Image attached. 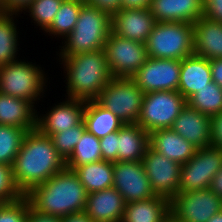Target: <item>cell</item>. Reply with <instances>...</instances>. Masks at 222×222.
Here are the masks:
<instances>
[{
    "label": "cell",
    "mask_w": 222,
    "mask_h": 222,
    "mask_svg": "<svg viewBox=\"0 0 222 222\" xmlns=\"http://www.w3.org/2000/svg\"><path fill=\"white\" fill-rule=\"evenodd\" d=\"M45 76L39 65L25 60L0 66V93L37 104L47 86Z\"/></svg>",
    "instance_id": "8992f818"
},
{
    "label": "cell",
    "mask_w": 222,
    "mask_h": 222,
    "mask_svg": "<svg viewBox=\"0 0 222 222\" xmlns=\"http://www.w3.org/2000/svg\"><path fill=\"white\" fill-rule=\"evenodd\" d=\"M212 81L222 88V58L209 60Z\"/></svg>",
    "instance_id": "7bdbcfd3"
},
{
    "label": "cell",
    "mask_w": 222,
    "mask_h": 222,
    "mask_svg": "<svg viewBox=\"0 0 222 222\" xmlns=\"http://www.w3.org/2000/svg\"><path fill=\"white\" fill-rule=\"evenodd\" d=\"M149 8L156 22L194 23L203 16V0H152Z\"/></svg>",
    "instance_id": "d6986e66"
},
{
    "label": "cell",
    "mask_w": 222,
    "mask_h": 222,
    "mask_svg": "<svg viewBox=\"0 0 222 222\" xmlns=\"http://www.w3.org/2000/svg\"><path fill=\"white\" fill-rule=\"evenodd\" d=\"M180 60L148 57L131 77L146 94L154 91H178Z\"/></svg>",
    "instance_id": "4fadbf2b"
},
{
    "label": "cell",
    "mask_w": 222,
    "mask_h": 222,
    "mask_svg": "<svg viewBox=\"0 0 222 222\" xmlns=\"http://www.w3.org/2000/svg\"><path fill=\"white\" fill-rule=\"evenodd\" d=\"M156 23L150 8L119 9L111 14L112 33L144 44Z\"/></svg>",
    "instance_id": "9a60e30c"
},
{
    "label": "cell",
    "mask_w": 222,
    "mask_h": 222,
    "mask_svg": "<svg viewBox=\"0 0 222 222\" xmlns=\"http://www.w3.org/2000/svg\"><path fill=\"white\" fill-rule=\"evenodd\" d=\"M28 100L0 93V125L35 130L37 110Z\"/></svg>",
    "instance_id": "603a6c76"
},
{
    "label": "cell",
    "mask_w": 222,
    "mask_h": 222,
    "mask_svg": "<svg viewBox=\"0 0 222 222\" xmlns=\"http://www.w3.org/2000/svg\"><path fill=\"white\" fill-rule=\"evenodd\" d=\"M203 16L222 23V0H203Z\"/></svg>",
    "instance_id": "74e56055"
},
{
    "label": "cell",
    "mask_w": 222,
    "mask_h": 222,
    "mask_svg": "<svg viewBox=\"0 0 222 222\" xmlns=\"http://www.w3.org/2000/svg\"><path fill=\"white\" fill-rule=\"evenodd\" d=\"M125 205L123 196L111 187L87 194L84 212L93 222H121Z\"/></svg>",
    "instance_id": "ac0fdd59"
},
{
    "label": "cell",
    "mask_w": 222,
    "mask_h": 222,
    "mask_svg": "<svg viewBox=\"0 0 222 222\" xmlns=\"http://www.w3.org/2000/svg\"><path fill=\"white\" fill-rule=\"evenodd\" d=\"M149 140L150 147L153 150L181 165L188 162L197 149L171 128L151 132Z\"/></svg>",
    "instance_id": "44dd1931"
},
{
    "label": "cell",
    "mask_w": 222,
    "mask_h": 222,
    "mask_svg": "<svg viewBox=\"0 0 222 222\" xmlns=\"http://www.w3.org/2000/svg\"><path fill=\"white\" fill-rule=\"evenodd\" d=\"M85 0H64L46 33L65 39L75 28Z\"/></svg>",
    "instance_id": "f546056e"
},
{
    "label": "cell",
    "mask_w": 222,
    "mask_h": 222,
    "mask_svg": "<svg viewBox=\"0 0 222 222\" xmlns=\"http://www.w3.org/2000/svg\"><path fill=\"white\" fill-rule=\"evenodd\" d=\"M21 196L13 180L12 166L0 163V203L11 202Z\"/></svg>",
    "instance_id": "d590c367"
},
{
    "label": "cell",
    "mask_w": 222,
    "mask_h": 222,
    "mask_svg": "<svg viewBox=\"0 0 222 222\" xmlns=\"http://www.w3.org/2000/svg\"><path fill=\"white\" fill-rule=\"evenodd\" d=\"M145 45L148 57L181 61L194 54L193 23L157 22Z\"/></svg>",
    "instance_id": "5b68a950"
},
{
    "label": "cell",
    "mask_w": 222,
    "mask_h": 222,
    "mask_svg": "<svg viewBox=\"0 0 222 222\" xmlns=\"http://www.w3.org/2000/svg\"><path fill=\"white\" fill-rule=\"evenodd\" d=\"M15 15V16H14ZM18 14H0V66L17 61L18 32L13 18Z\"/></svg>",
    "instance_id": "83f0119b"
},
{
    "label": "cell",
    "mask_w": 222,
    "mask_h": 222,
    "mask_svg": "<svg viewBox=\"0 0 222 222\" xmlns=\"http://www.w3.org/2000/svg\"><path fill=\"white\" fill-rule=\"evenodd\" d=\"M61 222H93V221L83 211L62 217Z\"/></svg>",
    "instance_id": "bcb514c9"
},
{
    "label": "cell",
    "mask_w": 222,
    "mask_h": 222,
    "mask_svg": "<svg viewBox=\"0 0 222 222\" xmlns=\"http://www.w3.org/2000/svg\"><path fill=\"white\" fill-rule=\"evenodd\" d=\"M100 147L103 160L118 162V131L100 138Z\"/></svg>",
    "instance_id": "8d00e7d4"
},
{
    "label": "cell",
    "mask_w": 222,
    "mask_h": 222,
    "mask_svg": "<svg viewBox=\"0 0 222 222\" xmlns=\"http://www.w3.org/2000/svg\"><path fill=\"white\" fill-rule=\"evenodd\" d=\"M210 82L212 76L207 58L192 54L180 61L178 91L186 100Z\"/></svg>",
    "instance_id": "ffe728a7"
},
{
    "label": "cell",
    "mask_w": 222,
    "mask_h": 222,
    "mask_svg": "<svg viewBox=\"0 0 222 222\" xmlns=\"http://www.w3.org/2000/svg\"><path fill=\"white\" fill-rule=\"evenodd\" d=\"M86 101L66 98V101L53 106L51 110L39 116L37 114V129L46 136L66 131L79 125L83 121Z\"/></svg>",
    "instance_id": "2e32d148"
},
{
    "label": "cell",
    "mask_w": 222,
    "mask_h": 222,
    "mask_svg": "<svg viewBox=\"0 0 222 222\" xmlns=\"http://www.w3.org/2000/svg\"><path fill=\"white\" fill-rule=\"evenodd\" d=\"M26 196L37 212L60 218L83 212L87 201V192L77 173L66 167Z\"/></svg>",
    "instance_id": "7a4b0ae2"
},
{
    "label": "cell",
    "mask_w": 222,
    "mask_h": 222,
    "mask_svg": "<svg viewBox=\"0 0 222 222\" xmlns=\"http://www.w3.org/2000/svg\"><path fill=\"white\" fill-rule=\"evenodd\" d=\"M29 129L0 125V163L12 166Z\"/></svg>",
    "instance_id": "1f68e13d"
},
{
    "label": "cell",
    "mask_w": 222,
    "mask_h": 222,
    "mask_svg": "<svg viewBox=\"0 0 222 222\" xmlns=\"http://www.w3.org/2000/svg\"><path fill=\"white\" fill-rule=\"evenodd\" d=\"M170 200L159 195L125 205L121 222H168Z\"/></svg>",
    "instance_id": "cb8c5ba5"
},
{
    "label": "cell",
    "mask_w": 222,
    "mask_h": 222,
    "mask_svg": "<svg viewBox=\"0 0 222 222\" xmlns=\"http://www.w3.org/2000/svg\"><path fill=\"white\" fill-rule=\"evenodd\" d=\"M111 32V14L85 3L73 31L65 37L59 56L93 52L104 48ZM63 48V49H62Z\"/></svg>",
    "instance_id": "277c9868"
},
{
    "label": "cell",
    "mask_w": 222,
    "mask_h": 222,
    "mask_svg": "<svg viewBox=\"0 0 222 222\" xmlns=\"http://www.w3.org/2000/svg\"><path fill=\"white\" fill-rule=\"evenodd\" d=\"M86 131L84 122L66 131L55 133L51 136L58 154L66 161L72 154L83 133Z\"/></svg>",
    "instance_id": "836d02e7"
},
{
    "label": "cell",
    "mask_w": 222,
    "mask_h": 222,
    "mask_svg": "<svg viewBox=\"0 0 222 222\" xmlns=\"http://www.w3.org/2000/svg\"><path fill=\"white\" fill-rule=\"evenodd\" d=\"M221 168V149L212 145L197 148L193 157L181 166L180 192L209 188Z\"/></svg>",
    "instance_id": "8fae6325"
},
{
    "label": "cell",
    "mask_w": 222,
    "mask_h": 222,
    "mask_svg": "<svg viewBox=\"0 0 222 222\" xmlns=\"http://www.w3.org/2000/svg\"><path fill=\"white\" fill-rule=\"evenodd\" d=\"M85 3L105 10L110 14L120 9V0H85Z\"/></svg>",
    "instance_id": "60d3db41"
},
{
    "label": "cell",
    "mask_w": 222,
    "mask_h": 222,
    "mask_svg": "<svg viewBox=\"0 0 222 222\" xmlns=\"http://www.w3.org/2000/svg\"><path fill=\"white\" fill-rule=\"evenodd\" d=\"M209 189L222 199V168L213 177Z\"/></svg>",
    "instance_id": "f6af8a7d"
},
{
    "label": "cell",
    "mask_w": 222,
    "mask_h": 222,
    "mask_svg": "<svg viewBox=\"0 0 222 222\" xmlns=\"http://www.w3.org/2000/svg\"><path fill=\"white\" fill-rule=\"evenodd\" d=\"M186 104V99L179 91L146 93L137 124L149 134L156 130L169 129Z\"/></svg>",
    "instance_id": "ba28073f"
},
{
    "label": "cell",
    "mask_w": 222,
    "mask_h": 222,
    "mask_svg": "<svg viewBox=\"0 0 222 222\" xmlns=\"http://www.w3.org/2000/svg\"><path fill=\"white\" fill-rule=\"evenodd\" d=\"M222 211V199L209 188L179 192L170 201L174 222H208Z\"/></svg>",
    "instance_id": "9c48e42d"
},
{
    "label": "cell",
    "mask_w": 222,
    "mask_h": 222,
    "mask_svg": "<svg viewBox=\"0 0 222 222\" xmlns=\"http://www.w3.org/2000/svg\"><path fill=\"white\" fill-rule=\"evenodd\" d=\"M208 222H222V211L215 214Z\"/></svg>",
    "instance_id": "7dc6e473"
},
{
    "label": "cell",
    "mask_w": 222,
    "mask_h": 222,
    "mask_svg": "<svg viewBox=\"0 0 222 222\" xmlns=\"http://www.w3.org/2000/svg\"><path fill=\"white\" fill-rule=\"evenodd\" d=\"M3 13L2 11V0H0V14Z\"/></svg>",
    "instance_id": "c3c4849f"
},
{
    "label": "cell",
    "mask_w": 222,
    "mask_h": 222,
    "mask_svg": "<svg viewBox=\"0 0 222 222\" xmlns=\"http://www.w3.org/2000/svg\"><path fill=\"white\" fill-rule=\"evenodd\" d=\"M142 163L154 193L171 201L180 192L182 165L167 159L150 146L146 149Z\"/></svg>",
    "instance_id": "7c38bea8"
},
{
    "label": "cell",
    "mask_w": 222,
    "mask_h": 222,
    "mask_svg": "<svg viewBox=\"0 0 222 222\" xmlns=\"http://www.w3.org/2000/svg\"><path fill=\"white\" fill-rule=\"evenodd\" d=\"M114 162L101 160L79 166L77 173L87 194L113 187Z\"/></svg>",
    "instance_id": "4316f807"
},
{
    "label": "cell",
    "mask_w": 222,
    "mask_h": 222,
    "mask_svg": "<svg viewBox=\"0 0 222 222\" xmlns=\"http://www.w3.org/2000/svg\"><path fill=\"white\" fill-rule=\"evenodd\" d=\"M113 187L123 196L126 204L156 195L142 161L114 162Z\"/></svg>",
    "instance_id": "5bb4252c"
},
{
    "label": "cell",
    "mask_w": 222,
    "mask_h": 222,
    "mask_svg": "<svg viewBox=\"0 0 222 222\" xmlns=\"http://www.w3.org/2000/svg\"><path fill=\"white\" fill-rule=\"evenodd\" d=\"M34 0H2L3 13L21 14Z\"/></svg>",
    "instance_id": "ab89813d"
},
{
    "label": "cell",
    "mask_w": 222,
    "mask_h": 222,
    "mask_svg": "<svg viewBox=\"0 0 222 222\" xmlns=\"http://www.w3.org/2000/svg\"><path fill=\"white\" fill-rule=\"evenodd\" d=\"M103 50L113 78H131L147 61L146 45L110 32Z\"/></svg>",
    "instance_id": "30bf717a"
},
{
    "label": "cell",
    "mask_w": 222,
    "mask_h": 222,
    "mask_svg": "<svg viewBox=\"0 0 222 222\" xmlns=\"http://www.w3.org/2000/svg\"><path fill=\"white\" fill-rule=\"evenodd\" d=\"M194 54L208 60L222 58V23L202 16L193 23Z\"/></svg>",
    "instance_id": "7402d4cb"
},
{
    "label": "cell",
    "mask_w": 222,
    "mask_h": 222,
    "mask_svg": "<svg viewBox=\"0 0 222 222\" xmlns=\"http://www.w3.org/2000/svg\"><path fill=\"white\" fill-rule=\"evenodd\" d=\"M29 209L30 202L26 195L11 202L0 203V222H26Z\"/></svg>",
    "instance_id": "e575fe53"
},
{
    "label": "cell",
    "mask_w": 222,
    "mask_h": 222,
    "mask_svg": "<svg viewBox=\"0 0 222 222\" xmlns=\"http://www.w3.org/2000/svg\"><path fill=\"white\" fill-rule=\"evenodd\" d=\"M26 222H61L60 217L41 214L34 210L31 205L28 211V218Z\"/></svg>",
    "instance_id": "b9f144b4"
},
{
    "label": "cell",
    "mask_w": 222,
    "mask_h": 222,
    "mask_svg": "<svg viewBox=\"0 0 222 222\" xmlns=\"http://www.w3.org/2000/svg\"><path fill=\"white\" fill-rule=\"evenodd\" d=\"M64 0H34L24 11L34 20V24L46 31Z\"/></svg>",
    "instance_id": "d6a6232c"
},
{
    "label": "cell",
    "mask_w": 222,
    "mask_h": 222,
    "mask_svg": "<svg viewBox=\"0 0 222 222\" xmlns=\"http://www.w3.org/2000/svg\"><path fill=\"white\" fill-rule=\"evenodd\" d=\"M66 73L68 98L83 101L96 100L102 89L113 77L103 49L59 56Z\"/></svg>",
    "instance_id": "3957f363"
},
{
    "label": "cell",
    "mask_w": 222,
    "mask_h": 222,
    "mask_svg": "<svg viewBox=\"0 0 222 222\" xmlns=\"http://www.w3.org/2000/svg\"><path fill=\"white\" fill-rule=\"evenodd\" d=\"M102 159L100 139L85 131L71 156L65 161L66 168L76 170L79 166L98 162Z\"/></svg>",
    "instance_id": "f1b7e54d"
},
{
    "label": "cell",
    "mask_w": 222,
    "mask_h": 222,
    "mask_svg": "<svg viewBox=\"0 0 222 222\" xmlns=\"http://www.w3.org/2000/svg\"><path fill=\"white\" fill-rule=\"evenodd\" d=\"M144 95L132 78H113L102 89L96 101L124 124L137 123Z\"/></svg>",
    "instance_id": "52a82bcc"
},
{
    "label": "cell",
    "mask_w": 222,
    "mask_h": 222,
    "mask_svg": "<svg viewBox=\"0 0 222 222\" xmlns=\"http://www.w3.org/2000/svg\"><path fill=\"white\" fill-rule=\"evenodd\" d=\"M211 145L222 150V112L211 117Z\"/></svg>",
    "instance_id": "f35d334b"
},
{
    "label": "cell",
    "mask_w": 222,
    "mask_h": 222,
    "mask_svg": "<svg viewBox=\"0 0 222 222\" xmlns=\"http://www.w3.org/2000/svg\"><path fill=\"white\" fill-rule=\"evenodd\" d=\"M149 142V133L137 123L124 124L118 130V161H142Z\"/></svg>",
    "instance_id": "d4e9b609"
},
{
    "label": "cell",
    "mask_w": 222,
    "mask_h": 222,
    "mask_svg": "<svg viewBox=\"0 0 222 222\" xmlns=\"http://www.w3.org/2000/svg\"><path fill=\"white\" fill-rule=\"evenodd\" d=\"M152 0H120V9L149 8Z\"/></svg>",
    "instance_id": "ee69618b"
},
{
    "label": "cell",
    "mask_w": 222,
    "mask_h": 222,
    "mask_svg": "<svg viewBox=\"0 0 222 222\" xmlns=\"http://www.w3.org/2000/svg\"><path fill=\"white\" fill-rule=\"evenodd\" d=\"M186 102L189 107L212 117L222 112V88L212 81L190 96Z\"/></svg>",
    "instance_id": "4dcf8cb0"
},
{
    "label": "cell",
    "mask_w": 222,
    "mask_h": 222,
    "mask_svg": "<svg viewBox=\"0 0 222 222\" xmlns=\"http://www.w3.org/2000/svg\"><path fill=\"white\" fill-rule=\"evenodd\" d=\"M83 122L86 131L99 139L118 131L124 125L116 115L100 105L96 100L86 101Z\"/></svg>",
    "instance_id": "484cf974"
},
{
    "label": "cell",
    "mask_w": 222,
    "mask_h": 222,
    "mask_svg": "<svg viewBox=\"0 0 222 222\" xmlns=\"http://www.w3.org/2000/svg\"><path fill=\"white\" fill-rule=\"evenodd\" d=\"M171 129L196 148L211 145V117L187 104L174 120Z\"/></svg>",
    "instance_id": "e0dca14e"
},
{
    "label": "cell",
    "mask_w": 222,
    "mask_h": 222,
    "mask_svg": "<svg viewBox=\"0 0 222 222\" xmlns=\"http://www.w3.org/2000/svg\"><path fill=\"white\" fill-rule=\"evenodd\" d=\"M66 167L50 136L37 128L29 131L12 164L15 185L22 195L49 180Z\"/></svg>",
    "instance_id": "6da1fadb"
}]
</instances>
